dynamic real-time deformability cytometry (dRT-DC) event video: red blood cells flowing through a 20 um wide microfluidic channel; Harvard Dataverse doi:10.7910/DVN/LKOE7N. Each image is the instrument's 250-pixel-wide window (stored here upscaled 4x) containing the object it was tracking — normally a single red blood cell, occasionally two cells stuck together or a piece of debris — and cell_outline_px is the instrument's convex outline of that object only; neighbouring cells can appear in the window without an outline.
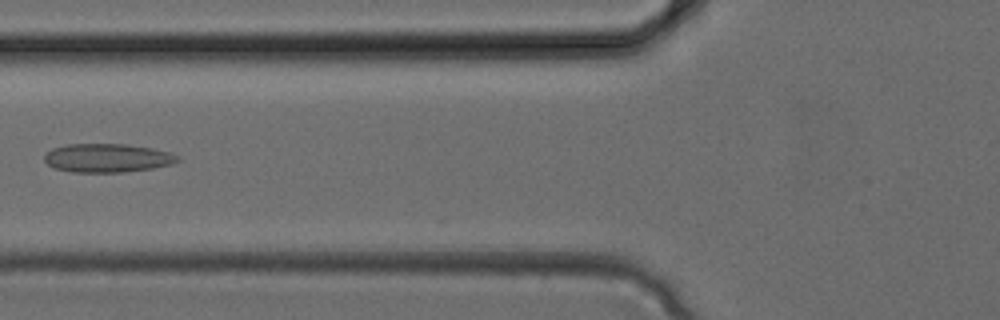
{"species": "common noctule bat (a hibernating species)", "species_latin": "Nyctalus noctula", "temperature_condition": "cold", "stored_images_in_passage": 28, "camera_frame_rate_fps": 3000, "um_per_image_px": 0.085, "animal": {"sex": "female", "body_mass_g": 24.6, "forearm_length_mm": 56.2}, "frame": {"image": 1, "passage_image": 8, "time_ms": 2.333, "image_size_px": [1000, 320], "cell_outline_px": [[180, 160], [172, 164], [152, 168], [124, 172], [72, 172], [52, 168], [44, 160], [44, 156], [52, 148], [68, 144], [128, 144], [152, 148], [172, 152], [180, 156]], "centroid_in_image_um": [9.15, 13.42], "position_along_channel_um": 116.7, "area_um2": 22.43}}
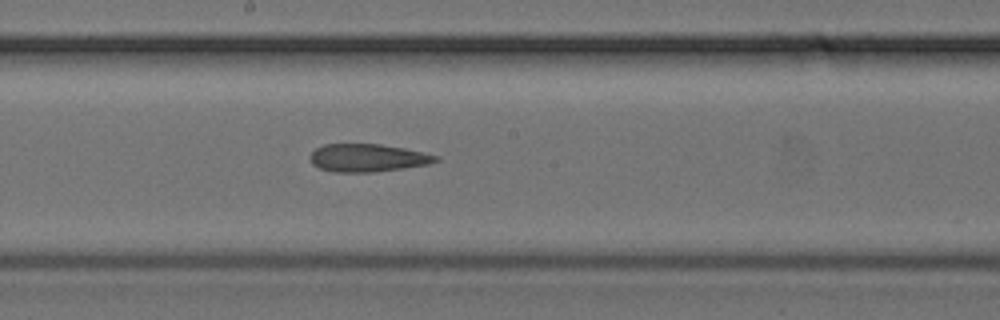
{"frame": {"image": 2, "passage_image": 13, "time_ms": 4.0, "image_size_px": [1000, 320], "cell_outline_px": [[440, 160], [428, 164], [404, 168], [372, 172], [332, 172], [320, 168], [312, 164], [308, 156], [316, 148], [324, 144], [380, 144], [404, 148], [440, 156]], "centroid_in_image_um": [31.24, 13.42], "position_along_channel_um": 217.0, "area_um2": 20.46}}
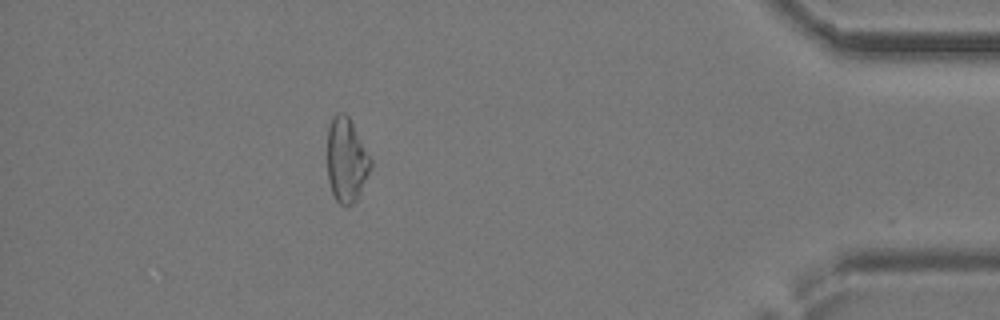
{"frame": {"image": 3, "passage_image": 25, "time_ms": 8.0, "image_size_px": [1000, 320], "cell_outline_px": [[372, 168], [356, 200], [352, 204], [344, 208], [336, 200], [332, 192], [328, 180], [328, 128], [332, 116], [336, 112], [344, 112], [348, 116], [372, 160]], "centroid_in_image_um": [29.44, 13.62], "position_along_channel_um": 405.8, "area_um2": 21.33}}